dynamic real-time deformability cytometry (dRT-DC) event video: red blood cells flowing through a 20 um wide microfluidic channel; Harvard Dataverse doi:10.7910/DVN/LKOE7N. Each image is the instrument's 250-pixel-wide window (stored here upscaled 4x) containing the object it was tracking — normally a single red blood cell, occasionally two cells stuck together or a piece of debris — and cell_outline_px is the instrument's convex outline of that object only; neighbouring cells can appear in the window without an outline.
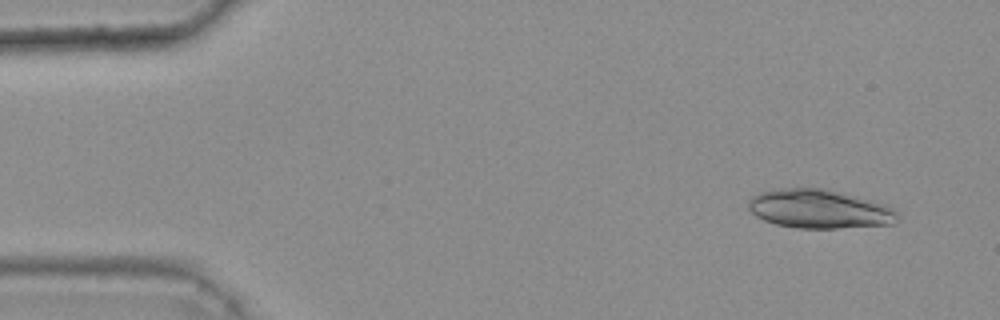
{"species": "common noctule bat (a hibernating species)", "species_latin": "Nyctalus noctula", "temperature_condition": "warm", "stored_images_in_passage": 19, "camera_frame_rate_fps": 3000, "um_per_image_px": 0.085, "animal": {"sex": "female", "body_mass_g": 25.1}, "frame": {"image": 1, "passage_image": 4, "time_ms": 1.0, "image_size_px": [1000, 320], "cell_outline_px": [[900, 216], [892, 224], [836, 228], [796, 228], [776, 224], [764, 220], [756, 216], [748, 208], [748, 200], [752, 196], [760, 192], [780, 188], [820, 188], [884, 204], [892, 208]], "centroid_in_image_um": [69.59, 17.77], "position_along_channel_um": 15.4, "area_um2": 33.29}}
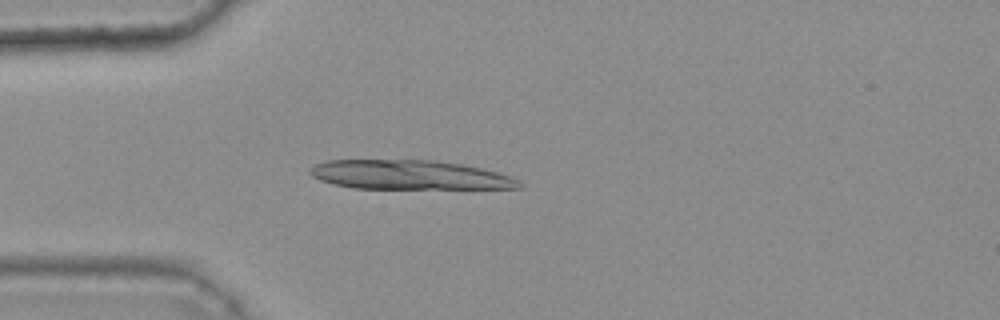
{"frame": {"image": 2, "passage_image": 14, "time_ms": 4.333, "image_size_px": [1000, 320], "cell_outline_px": [[520, 188], [352, 188], [332, 184], [320, 180], [312, 176], [308, 172], [316, 164], [328, 160], [432, 160], [460, 164], [480, 168], [496, 172], [508, 176], [516, 180], [520, 184]], "centroid_in_image_um": [34.72, 14.86], "position_along_channel_um": 50.3, "area_um2": 35.14}}